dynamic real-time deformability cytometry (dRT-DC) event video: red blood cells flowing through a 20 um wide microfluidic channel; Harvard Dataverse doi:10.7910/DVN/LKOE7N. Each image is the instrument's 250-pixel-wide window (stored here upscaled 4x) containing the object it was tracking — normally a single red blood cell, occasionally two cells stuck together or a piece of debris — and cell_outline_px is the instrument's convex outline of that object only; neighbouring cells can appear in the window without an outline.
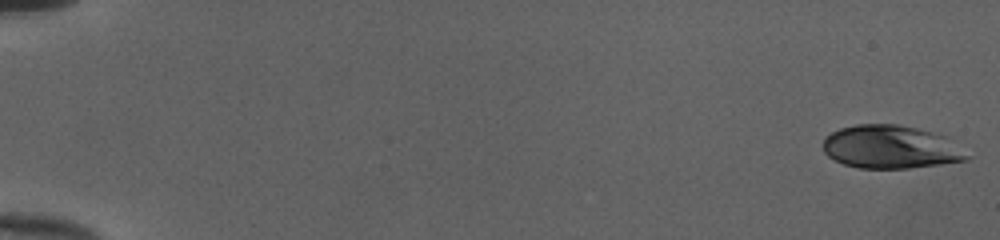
{"species": "human", "species_latin": "Homo sapiens", "temperature_condition": "cold", "stored_images_in_passage": 52, "camera_frame_rate_fps": 3000, "um_per_image_px": 0.085, "donor": {"sex": "female"}, "frame": {"image": 1, "passage_image": 1, "time_ms": 0.0, "image_size_px": [1000, 240], "cell_outline_px": [[972, 156], [968, 160], [940, 164], [908, 168], [860, 168], [844, 164], [828, 156], [824, 152], [824, 140], [832, 132], [840, 128], [856, 124], [896, 124], [916, 128], [932, 132], [944, 136]], "centroid_in_image_um": [75.72, 12.5], "position_along_channel_um": 9.3, "area_um2": 35.95}}
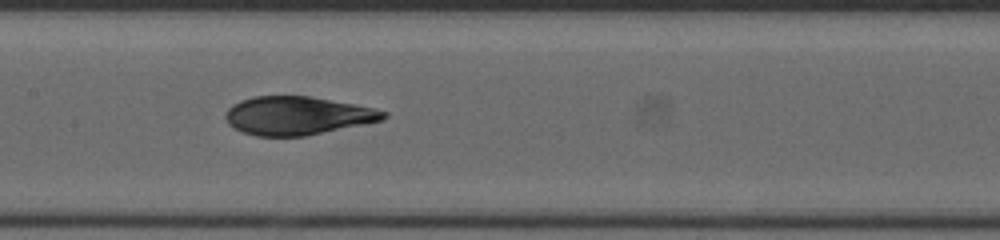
{"frame": {"image": 2, "passage_image": 28, "time_ms": 9.0, "image_size_px": [1000, 240], "cell_outline_px": [[388, 116], [384, 120], [304, 136], [256, 136], [244, 132], [228, 124], [224, 116], [228, 108], [232, 104], [240, 100], [252, 96], [308, 96], [352, 104], [372, 108], [388, 112]], "centroid_in_image_um": [25.25, 9.83], "position_along_channel_um": 182.2, "area_um2": 35.08}}
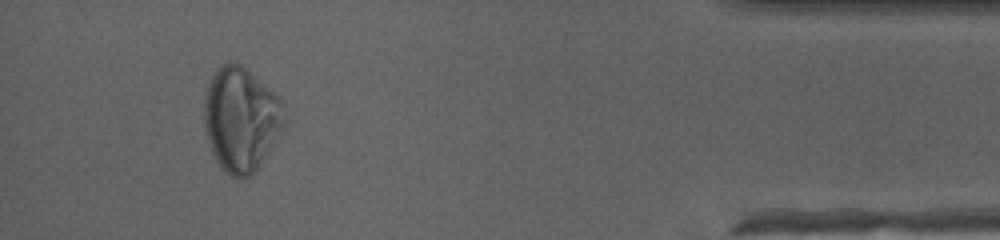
{"frame": {"image": 3, "passage_image": 49, "time_ms": 16.0, "image_size_px": [1000, 240], "cell_outline_px": [[284, 128], [268, 152], [256, 168], [248, 176], [240, 180], [224, 172], [220, 168], [208, 144], [204, 132], [204, 96], [212, 76], [216, 68], [228, 60], [232, 60], [240, 64], [272, 92], [280, 100], [284, 124]], "centroid_in_image_um": [20.42, 10.15], "position_along_channel_um": 414.8, "area_um2": 48.32}, "authors_computed_cell_mechanics": {"area_um2": 35.8071, "velocity_mm_per_s": 4.0261, "shape_relaxation_time_tau1_ms": 10.6654, "shape_relaxation_time_tau2_ms": 1.5173, "deformation_change_tau1": 0.2491, "deformation_change_tau2": 0.0552}}